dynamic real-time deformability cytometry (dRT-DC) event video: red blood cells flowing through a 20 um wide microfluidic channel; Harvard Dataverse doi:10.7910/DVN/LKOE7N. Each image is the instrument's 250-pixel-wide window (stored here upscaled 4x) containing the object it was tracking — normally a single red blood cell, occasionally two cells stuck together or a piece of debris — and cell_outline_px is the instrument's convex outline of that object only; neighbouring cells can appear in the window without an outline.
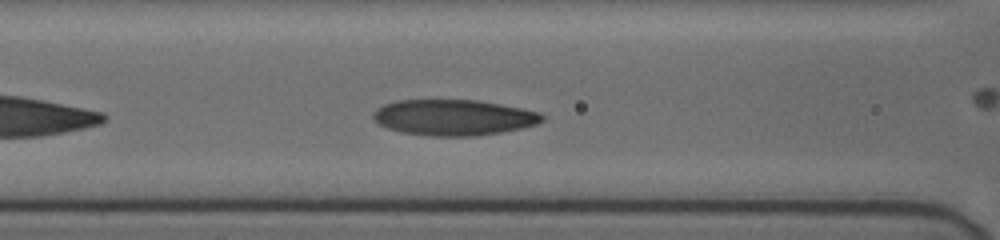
{"species": "human", "species_latin": "Homo sapiens", "temperature_condition": "cold", "stored_images_in_passage": 28, "camera_frame_rate_fps": 3000, "um_per_image_px": 0.085, "donor": {"sex": "female"}, "frame": {"image": 1, "passage_image": 7, "time_ms": 2.0, "image_size_px": [1000, 240], "cell_outline_px": [[544, 120], [536, 124], [524, 128], [476, 136], [428, 136], [400, 132], [388, 128], [380, 124], [372, 116], [372, 112], [376, 108], [384, 104], [396, 100], [476, 100], [500, 104], [540, 112], [544, 116]], "centroid_in_image_um": [38.55, 9.98], "position_along_channel_um": 128.1, "area_um2": 35.37}}
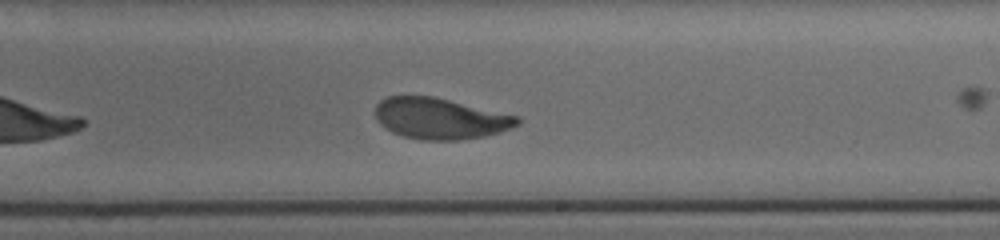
{"frame": {"image": 2, "passage_image": 17, "time_ms": 5.333, "image_size_px": [1000, 240], "cell_outline_px": [[520, 124], [500, 132], [484, 136], [460, 140], [420, 140], [404, 136], [392, 132], [384, 128], [380, 124], [376, 116], [376, 104], [380, 100], [388, 96], [432, 96], [520, 116]], "centroid_in_image_um": [37.42, 10.08], "position_along_channel_um": 251.6, "area_um2": 34.04}}
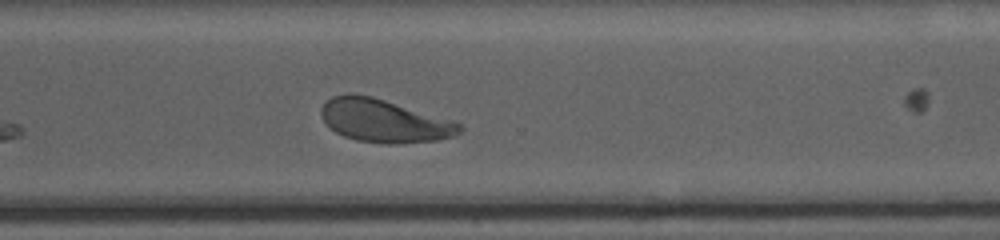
{"frame": {"image": 3, "passage_image": 24, "time_ms": 7.667, "image_size_px": [1000, 240], "cell_outline_px": [[464, 128], [460, 132], [452, 136], [436, 140], [396, 144], [388, 144], [356, 140], [344, 136], [336, 132], [320, 116], [320, 108], [332, 96], [372, 96], [460, 124]], "centroid_in_image_um": [32.62, 10.3], "position_along_channel_um": 338.0, "area_um2": 33.52}}